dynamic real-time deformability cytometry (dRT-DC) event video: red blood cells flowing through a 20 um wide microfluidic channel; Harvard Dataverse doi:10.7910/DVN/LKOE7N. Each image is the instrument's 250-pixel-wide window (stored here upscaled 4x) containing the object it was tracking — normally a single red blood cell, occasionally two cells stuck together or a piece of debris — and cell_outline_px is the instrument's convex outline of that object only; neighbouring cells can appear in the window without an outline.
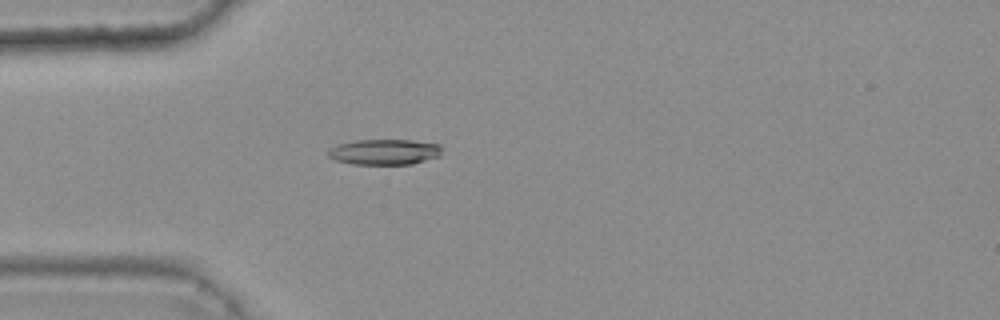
{"species": "common noctule bat (a hibernating species)", "species_latin": "Nyctalus noctula", "temperature_condition": "warm", "stored_images_in_passage": 36, "camera_frame_rate_fps": 3000, "um_per_image_px": 0.085, "animal": {"sex": "female", "body_mass_g": 25.1}, "frame": {"image": 1, "passage_image": 4, "time_ms": 1.0, "image_size_px": [1000, 320], "cell_outline_px": [[440, 156], [412, 164], [352, 164], [336, 160], [328, 156], [328, 148], [336, 144], [356, 140], [412, 140], [440, 144]], "centroid_in_image_um": [32.65, 12.91], "position_along_channel_um": 52.4, "area_um2": 16.99}}
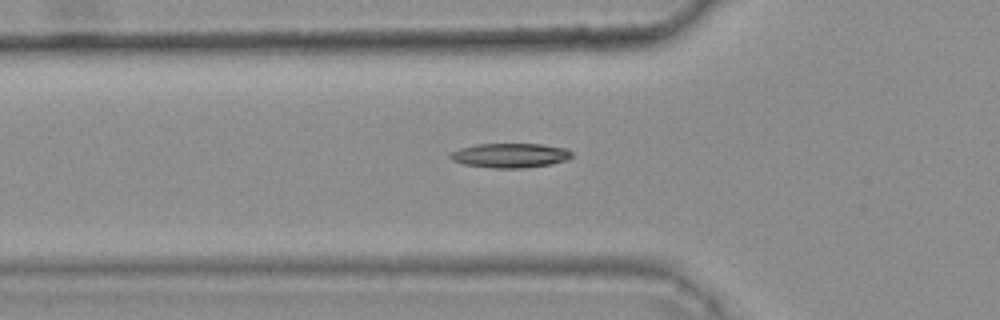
{"frame": {"image": 2, "passage_image": 7, "time_ms": 2.0, "image_size_px": [1000, 320], "cell_outline_px": [[572, 156], [568, 160], [552, 164], [524, 168], [492, 168], [464, 164], [452, 160], [448, 156], [452, 152], [460, 148], [476, 144], [540, 144], [568, 148], [572, 152]], "centroid_in_image_um": [43.4, 13.21], "position_along_channel_um": 82.4, "area_um2": 17.46}}
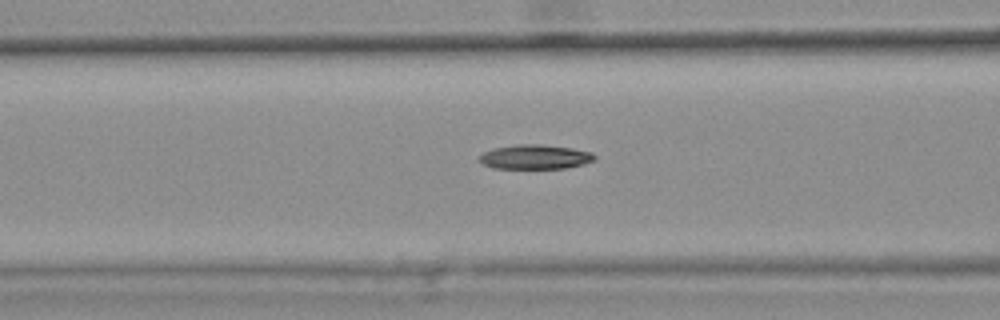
{"frame": {"image": 3, "passage_image": 10, "time_ms": 3.0, "image_size_px": [1000, 320], "cell_outline_px": [[596, 160], [584, 164], [564, 168], [492, 168], [484, 164], [480, 160], [480, 156], [484, 152], [492, 148], [516, 144], [540, 144], [572, 148], [592, 152], [596, 156]], "centroid_in_image_um": [45.51, 13.33], "position_along_channel_um": 121.1, "area_um2": 16.42}, "authors_computed_cell_mechanics": {"area_um2": 16.3574, "velocity_mm_per_s": 3.82, "shape_relaxation_time_tau1_ms": 7.2238, "shape_relaxation_time_tau2_ms": null, "deformation_change_tau1": 0.1469, "deformation_change_tau2": null}}